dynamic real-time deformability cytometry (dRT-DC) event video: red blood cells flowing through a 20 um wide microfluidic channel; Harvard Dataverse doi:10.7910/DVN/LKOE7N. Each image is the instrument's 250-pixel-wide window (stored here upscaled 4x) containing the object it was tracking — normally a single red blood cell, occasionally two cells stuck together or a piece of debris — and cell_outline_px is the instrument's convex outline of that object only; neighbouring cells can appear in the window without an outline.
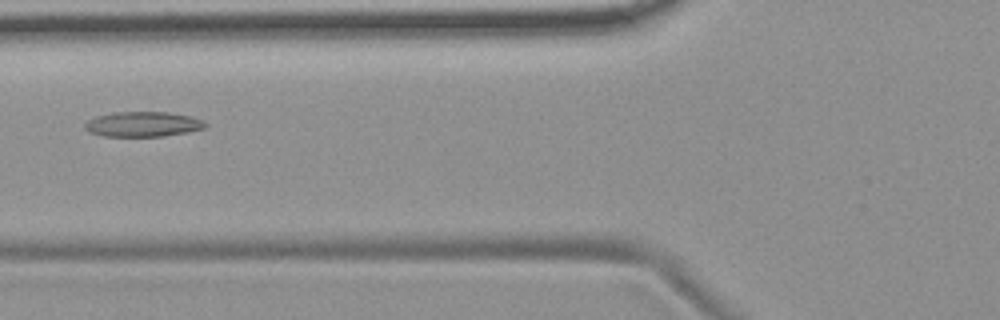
{"species": "common noctule bat (a hibernating species)", "species_latin": "Nyctalus noctula", "temperature_condition": "room temperature", "stored_images_in_passage": 3, "camera_frame_rate_fps": 3000, "um_per_image_px": 0.085, "animal": {"sex": "female", "body_mass_g": 19.9}, "frame": {"image": 1, "passage_image": 3, "time_ms": 2.0, "image_size_px": [1000, 320], "cell_outline_px": [[208, 124], [204, 128], [188, 132], [164, 136], [100, 136], [88, 132], [84, 128], [84, 124], [88, 120], [96, 116], [112, 112], [168, 112], [192, 116], [204, 120]], "centroid_in_image_um": [12.14, 10.55], "position_along_channel_um": 113.7, "area_um2": 17.8}}